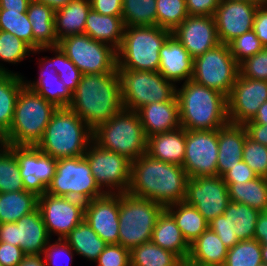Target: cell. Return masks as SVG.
<instances>
[{"label":"cell","instance_id":"3957f363","mask_svg":"<svg viewBox=\"0 0 267 266\" xmlns=\"http://www.w3.org/2000/svg\"><path fill=\"white\" fill-rule=\"evenodd\" d=\"M180 125L185 130H217L226 125L227 97L188 80L176 86Z\"/></svg>","mask_w":267,"mask_h":266},{"label":"cell","instance_id":"ffe728a7","mask_svg":"<svg viewBox=\"0 0 267 266\" xmlns=\"http://www.w3.org/2000/svg\"><path fill=\"white\" fill-rule=\"evenodd\" d=\"M267 101V81L243 77L240 73L227 97L228 120L234 124H245Z\"/></svg>","mask_w":267,"mask_h":266},{"label":"cell","instance_id":"7dc6e473","mask_svg":"<svg viewBox=\"0 0 267 266\" xmlns=\"http://www.w3.org/2000/svg\"><path fill=\"white\" fill-rule=\"evenodd\" d=\"M242 160L257 176L267 178V146L257 143L247 135Z\"/></svg>","mask_w":267,"mask_h":266},{"label":"cell","instance_id":"8fae6325","mask_svg":"<svg viewBox=\"0 0 267 266\" xmlns=\"http://www.w3.org/2000/svg\"><path fill=\"white\" fill-rule=\"evenodd\" d=\"M239 73L228 44L220 43L194 59L191 80L228 97Z\"/></svg>","mask_w":267,"mask_h":266},{"label":"cell","instance_id":"f6af8a7d","mask_svg":"<svg viewBox=\"0 0 267 266\" xmlns=\"http://www.w3.org/2000/svg\"><path fill=\"white\" fill-rule=\"evenodd\" d=\"M262 263L261 244L255 239H248L228 249L223 266H259Z\"/></svg>","mask_w":267,"mask_h":266},{"label":"cell","instance_id":"52a82bcc","mask_svg":"<svg viewBox=\"0 0 267 266\" xmlns=\"http://www.w3.org/2000/svg\"><path fill=\"white\" fill-rule=\"evenodd\" d=\"M172 34L159 26L125 27L117 52V69L158 72L159 51Z\"/></svg>","mask_w":267,"mask_h":266},{"label":"cell","instance_id":"bcb514c9","mask_svg":"<svg viewBox=\"0 0 267 266\" xmlns=\"http://www.w3.org/2000/svg\"><path fill=\"white\" fill-rule=\"evenodd\" d=\"M0 30L17 36L33 49V32L27 13L0 9Z\"/></svg>","mask_w":267,"mask_h":266},{"label":"cell","instance_id":"ee69618b","mask_svg":"<svg viewBox=\"0 0 267 266\" xmlns=\"http://www.w3.org/2000/svg\"><path fill=\"white\" fill-rule=\"evenodd\" d=\"M186 0H156L157 26L175 30L188 16Z\"/></svg>","mask_w":267,"mask_h":266},{"label":"cell","instance_id":"8992f818","mask_svg":"<svg viewBox=\"0 0 267 266\" xmlns=\"http://www.w3.org/2000/svg\"><path fill=\"white\" fill-rule=\"evenodd\" d=\"M93 141L131 163L147 152V137L137 111L124 108L93 130Z\"/></svg>","mask_w":267,"mask_h":266},{"label":"cell","instance_id":"cb8c5ba5","mask_svg":"<svg viewBox=\"0 0 267 266\" xmlns=\"http://www.w3.org/2000/svg\"><path fill=\"white\" fill-rule=\"evenodd\" d=\"M39 75L34 81L27 80L23 76L24 85L45 98L57 108L68 107L72 101V93L59 79V76L52 66V57L45 56L38 58Z\"/></svg>","mask_w":267,"mask_h":266},{"label":"cell","instance_id":"7a4b0ae2","mask_svg":"<svg viewBox=\"0 0 267 266\" xmlns=\"http://www.w3.org/2000/svg\"><path fill=\"white\" fill-rule=\"evenodd\" d=\"M92 130L123 109L118 71L84 74L68 106Z\"/></svg>","mask_w":267,"mask_h":266},{"label":"cell","instance_id":"ac0fdd59","mask_svg":"<svg viewBox=\"0 0 267 266\" xmlns=\"http://www.w3.org/2000/svg\"><path fill=\"white\" fill-rule=\"evenodd\" d=\"M261 212L245 204L229 202L223 215L212 219L208 225L223 244L231 249L239 241L254 239L257 218Z\"/></svg>","mask_w":267,"mask_h":266},{"label":"cell","instance_id":"d590c367","mask_svg":"<svg viewBox=\"0 0 267 266\" xmlns=\"http://www.w3.org/2000/svg\"><path fill=\"white\" fill-rule=\"evenodd\" d=\"M165 210L174 218L189 245L209 227L203 215L185 201L169 205Z\"/></svg>","mask_w":267,"mask_h":266},{"label":"cell","instance_id":"4dcf8cb0","mask_svg":"<svg viewBox=\"0 0 267 266\" xmlns=\"http://www.w3.org/2000/svg\"><path fill=\"white\" fill-rule=\"evenodd\" d=\"M151 241L157 246L175 253L184 263L186 262L190 245L183 237L174 218L165 209L158 216Z\"/></svg>","mask_w":267,"mask_h":266},{"label":"cell","instance_id":"2e32d148","mask_svg":"<svg viewBox=\"0 0 267 266\" xmlns=\"http://www.w3.org/2000/svg\"><path fill=\"white\" fill-rule=\"evenodd\" d=\"M16 156L26 191L43 195L56 173L57 160L37 146L6 145Z\"/></svg>","mask_w":267,"mask_h":266},{"label":"cell","instance_id":"89a4df30","mask_svg":"<svg viewBox=\"0 0 267 266\" xmlns=\"http://www.w3.org/2000/svg\"><path fill=\"white\" fill-rule=\"evenodd\" d=\"M259 266H267V264L262 263V264H260Z\"/></svg>","mask_w":267,"mask_h":266},{"label":"cell","instance_id":"9f6ffc18","mask_svg":"<svg viewBox=\"0 0 267 266\" xmlns=\"http://www.w3.org/2000/svg\"><path fill=\"white\" fill-rule=\"evenodd\" d=\"M91 8L97 13L122 16V0H90Z\"/></svg>","mask_w":267,"mask_h":266},{"label":"cell","instance_id":"ab89813d","mask_svg":"<svg viewBox=\"0 0 267 266\" xmlns=\"http://www.w3.org/2000/svg\"><path fill=\"white\" fill-rule=\"evenodd\" d=\"M122 20L125 27L157 25L156 0H122Z\"/></svg>","mask_w":267,"mask_h":266},{"label":"cell","instance_id":"b9f144b4","mask_svg":"<svg viewBox=\"0 0 267 266\" xmlns=\"http://www.w3.org/2000/svg\"><path fill=\"white\" fill-rule=\"evenodd\" d=\"M22 177L15 154L4 144L0 145V193L23 191Z\"/></svg>","mask_w":267,"mask_h":266},{"label":"cell","instance_id":"5b68a950","mask_svg":"<svg viewBox=\"0 0 267 266\" xmlns=\"http://www.w3.org/2000/svg\"><path fill=\"white\" fill-rule=\"evenodd\" d=\"M56 109L52 103L24 86L16 101L11 127L1 138L2 144L37 146Z\"/></svg>","mask_w":267,"mask_h":266},{"label":"cell","instance_id":"91938a15","mask_svg":"<svg viewBox=\"0 0 267 266\" xmlns=\"http://www.w3.org/2000/svg\"><path fill=\"white\" fill-rule=\"evenodd\" d=\"M254 239L261 245L267 244V211L261 212L257 218Z\"/></svg>","mask_w":267,"mask_h":266},{"label":"cell","instance_id":"d6986e66","mask_svg":"<svg viewBox=\"0 0 267 266\" xmlns=\"http://www.w3.org/2000/svg\"><path fill=\"white\" fill-rule=\"evenodd\" d=\"M50 240L38 208L17 222L0 223V242L19 246L26 255H43Z\"/></svg>","mask_w":267,"mask_h":266},{"label":"cell","instance_id":"6125c7cd","mask_svg":"<svg viewBox=\"0 0 267 266\" xmlns=\"http://www.w3.org/2000/svg\"><path fill=\"white\" fill-rule=\"evenodd\" d=\"M18 266H46L43 255H27Z\"/></svg>","mask_w":267,"mask_h":266},{"label":"cell","instance_id":"7bdbcfd3","mask_svg":"<svg viewBox=\"0 0 267 266\" xmlns=\"http://www.w3.org/2000/svg\"><path fill=\"white\" fill-rule=\"evenodd\" d=\"M52 52L55 56H52V66L56 70L59 79L65 84V86L73 93L82 77V72L76 67V65L65 55L59 46L41 48L34 50L33 54H40V52Z\"/></svg>","mask_w":267,"mask_h":266},{"label":"cell","instance_id":"a7ac6f4b","mask_svg":"<svg viewBox=\"0 0 267 266\" xmlns=\"http://www.w3.org/2000/svg\"><path fill=\"white\" fill-rule=\"evenodd\" d=\"M260 4L267 7V0H260Z\"/></svg>","mask_w":267,"mask_h":266},{"label":"cell","instance_id":"ba28073f","mask_svg":"<svg viewBox=\"0 0 267 266\" xmlns=\"http://www.w3.org/2000/svg\"><path fill=\"white\" fill-rule=\"evenodd\" d=\"M165 208L155 201L119 194V244L128 250L150 242L158 216Z\"/></svg>","mask_w":267,"mask_h":266},{"label":"cell","instance_id":"94428289","mask_svg":"<svg viewBox=\"0 0 267 266\" xmlns=\"http://www.w3.org/2000/svg\"><path fill=\"white\" fill-rule=\"evenodd\" d=\"M31 0H0V9L26 13Z\"/></svg>","mask_w":267,"mask_h":266},{"label":"cell","instance_id":"d6a6232c","mask_svg":"<svg viewBox=\"0 0 267 266\" xmlns=\"http://www.w3.org/2000/svg\"><path fill=\"white\" fill-rule=\"evenodd\" d=\"M90 9V0H72L66 6L55 10V34L58 41L70 35L84 33Z\"/></svg>","mask_w":267,"mask_h":266},{"label":"cell","instance_id":"4316f807","mask_svg":"<svg viewBox=\"0 0 267 266\" xmlns=\"http://www.w3.org/2000/svg\"><path fill=\"white\" fill-rule=\"evenodd\" d=\"M248 135L244 124L228 122L218 129L217 175L222 177L243 158V146Z\"/></svg>","mask_w":267,"mask_h":266},{"label":"cell","instance_id":"7c38bea8","mask_svg":"<svg viewBox=\"0 0 267 266\" xmlns=\"http://www.w3.org/2000/svg\"><path fill=\"white\" fill-rule=\"evenodd\" d=\"M58 46L83 75L117 71L116 49L85 33L67 36L59 40Z\"/></svg>","mask_w":267,"mask_h":266},{"label":"cell","instance_id":"f546056e","mask_svg":"<svg viewBox=\"0 0 267 266\" xmlns=\"http://www.w3.org/2000/svg\"><path fill=\"white\" fill-rule=\"evenodd\" d=\"M146 153L160 161L182 166L185 155V129L180 127L149 136Z\"/></svg>","mask_w":267,"mask_h":266},{"label":"cell","instance_id":"11a10c76","mask_svg":"<svg viewBox=\"0 0 267 266\" xmlns=\"http://www.w3.org/2000/svg\"><path fill=\"white\" fill-rule=\"evenodd\" d=\"M221 0H186L189 15L213 16Z\"/></svg>","mask_w":267,"mask_h":266},{"label":"cell","instance_id":"7402d4cb","mask_svg":"<svg viewBox=\"0 0 267 266\" xmlns=\"http://www.w3.org/2000/svg\"><path fill=\"white\" fill-rule=\"evenodd\" d=\"M172 35L193 59L220 44L213 16L188 15Z\"/></svg>","mask_w":267,"mask_h":266},{"label":"cell","instance_id":"f1b7e54d","mask_svg":"<svg viewBox=\"0 0 267 266\" xmlns=\"http://www.w3.org/2000/svg\"><path fill=\"white\" fill-rule=\"evenodd\" d=\"M26 13L32 26L33 50L58 46L54 23L55 10L37 0H31Z\"/></svg>","mask_w":267,"mask_h":266},{"label":"cell","instance_id":"30bf717a","mask_svg":"<svg viewBox=\"0 0 267 266\" xmlns=\"http://www.w3.org/2000/svg\"><path fill=\"white\" fill-rule=\"evenodd\" d=\"M46 193L86 202L106 193L98 186L84 156L57 160L56 173Z\"/></svg>","mask_w":267,"mask_h":266},{"label":"cell","instance_id":"be15d7a7","mask_svg":"<svg viewBox=\"0 0 267 266\" xmlns=\"http://www.w3.org/2000/svg\"><path fill=\"white\" fill-rule=\"evenodd\" d=\"M250 121L256 124H267V101L260 106L256 115Z\"/></svg>","mask_w":267,"mask_h":266},{"label":"cell","instance_id":"6da1fadb","mask_svg":"<svg viewBox=\"0 0 267 266\" xmlns=\"http://www.w3.org/2000/svg\"><path fill=\"white\" fill-rule=\"evenodd\" d=\"M188 179L182 166L144 153L131 163L128 193L155 201L165 208L185 200Z\"/></svg>","mask_w":267,"mask_h":266},{"label":"cell","instance_id":"816d5d0a","mask_svg":"<svg viewBox=\"0 0 267 266\" xmlns=\"http://www.w3.org/2000/svg\"><path fill=\"white\" fill-rule=\"evenodd\" d=\"M95 263L97 266H131L130 250L120 244L107 245Z\"/></svg>","mask_w":267,"mask_h":266},{"label":"cell","instance_id":"5bb4252c","mask_svg":"<svg viewBox=\"0 0 267 266\" xmlns=\"http://www.w3.org/2000/svg\"><path fill=\"white\" fill-rule=\"evenodd\" d=\"M38 209L49 237L63 239L84 220L85 202L45 192L38 196Z\"/></svg>","mask_w":267,"mask_h":266},{"label":"cell","instance_id":"836d02e7","mask_svg":"<svg viewBox=\"0 0 267 266\" xmlns=\"http://www.w3.org/2000/svg\"><path fill=\"white\" fill-rule=\"evenodd\" d=\"M24 86L22 74L0 73V138L11 127L16 101Z\"/></svg>","mask_w":267,"mask_h":266},{"label":"cell","instance_id":"03108f58","mask_svg":"<svg viewBox=\"0 0 267 266\" xmlns=\"http://www.w3.org/2000/svg\"><path fill=\"white\" fill-rule=\"evenodd\" d=\"M261 257H262V262L264 264H267V244L261 245Z\"/></svg>","mask_w":267,"mask_h":266},{"label":"cell","instance_id":"e575fe53","mask_svg":"<svg viewBox=\"0 0 267 266\" xmlns=\"http://www.w3.org/2000/svg\"><path fill=\"white\" fill-rule=\"evenodd\" d=\"M63 240L77 255L92 262L97 260L100 253L108 245L85 220L73 228Z\"/></svg>","mask_w":267,"mask_h":266},{"label":"cell","instance_id":"e7e4bbea","mask_svg":"<svg viewBox=\"0 0 267 266\" xmlns=\"http://www.w3.org/2000/svg\"><path fill=\"white\" fill-rule=\"evenodd\" d=\"M37 1L50 6L54 10H57L60 9L61 7L66 6L72 0H37Z\"/></svg>","mask_w":267,"mask_h":266},{"label":"cell","instance_id":"003e7915","mask_svg":"<svg viewBox=\"0 0 267 266\" xmlns=\"http://www.w3.org/2000/svg\"><path fill=\"white\" fill-rule=\"evenodd\" d=\"M229 1L260 2V0H229Z\"/></svg>","mask_w":267,"mask_h":266},{"label":"cell","instance_id":"f907efd6","mask_svg":"<svg viewBox=\"0 0 267 266\" xmlns=\"http://www.w3.org/2000/svg\"><path fill=\"white\" fill-rule=\"evenodd\" d=\"M243 77L267 81V47L239 65Z\"/></svg>","mask_w":267,"mask_h":266},{"label":"cell","instance_id":"c3c4849f","mask_svg":"<svg viewBox=\"0 0 267 266\" xmlns=\"http://www.w3.org/2000/svg\"><path fill=\"white\" fill-rule=\"evenodd\" d=\"M228 46L239 65L264 48L253 30L234 38L228 43Z\"/></svg>","mask_w":267,"mask_h":266},{"label":"cell","instance_id":"f35d334b","mask_svg":"<svg viewBox=\"0 0 267 266\" xmlns=\"http://www.w3.org/2000/svg\"><path fill=\"white\" fill-rule=\"evenodd\" d=\"M131 266H185L173 252L157 246L152 241L130 251Z\"/></svg>","mask_w":267,"mask_h":266},{"label":"cell","instance_id":"8d00e7d4","mask_svg":"<svg viewBox=\"0 0 267 266\" xmlns=\"http://www.w3.org/2000/svg\"><path fill=\"white\" fill-rule=\"evenodd\" d=\"M38 208V196L30 191L0 193V223L17 222Z\"/></svg>","mask_w":267,"mask_h":266},{"label":"cell","instance_id":"6f0895ef","mask_svg":"<svg viewBox=\"0 0 267 266\" xmlns=\"http://www.w3.org/2000/svg\"><path fill=\"white\" fill-rule=\"evenodd\" d=\"M253 31L261 41L263 47H267V7L259 5L255 14Z\"/></svg>","mask_w":267,"mask_h":266},{"label":"cell","instance_id":"db71d44e","mask_svg":"<svg viewBox=\"0 0 267 266\" xmlns=\"http://www.w3.org/2000/svg\"><path fill=\"white\" fill-rule=\"evenodd\" d=\"M26 256L19 246L0 242V263L2 266H18Z\"/></svg>","mask_w":267,"mask_h":266},{"label":"cell","instance_id":"74e56055","mask_svg":"<svg viewBox=\"0 0 267 266\" xmlns=\"http://www.w3.org/2000/svg\"><path fill=\"white\" fill-rule=\"evenodd\" d=\"M231 202L248 205L260 212L267 211V179L257 176L244 183H226Z\"/></svg>","mask_w":267,"mask_h":266},{"label":"cell","instance_id":"e0dca14e","mask_svg":"<svg viewBox=\"0 0 267 266\" xmlns=\"http://www.w3.org/2000/svg\"><path fill=\"white\" fill-rule=\"evenodd\" d=\"M184 201L194 206L210 222L223 215L230 202L228 185L218 175L189 177Z\"/></svg>","mask_w":267,"mask_h":266},{"label":"cell","instance_id":"83f0119b","mask_svg":"<svg viewBox=\"0 0 267 266\" xmlns=\"http://www.w3.org/2000/svg\"><path fill=\"white\" fill-rule=\"evenodd\" d=\"M228 248L209 227L190 244L185 266H223Z\"/></svg>","mask_w":267,"mask_h":266},{"label":"cell","instance_id":"680465c9","mask_svg":"<svg viewBox=\"0 0 267 266\" xmlns=\"http://www.w3.org/2000/svg\"><path fill=\"white\" fill-rule=\"evenodd\" d=\"M244 125L251 139L267 146V124H256L249 120Z\"/></svg>","mask_w":267,"mask_h":266},{"label":"cell","instance_id":"f5cc1de1","mask_svg":"<svg viewBox=\"0 0 267 266\" xmlns=\"http://www.w3.org/2000/svg\"><path fill=\"white\" fill-rule=\"evenodd\" d=\"M256 177L255 172L243 160L231 167L222 176L225 183H244Z\"/></svg>","mask_w":267,"mask_h":266},{"label":"cell","instance_id":"60d3db41","mask_svg":"<svg viewBox=\"0 0 267 266\" xmlns=\"http://www.w3.org/2000/svg\"><path fill=\"white\" fill-rule=\"evenodd\" d=\"M33 49L23 40L10 32L0 30V73H16L2 63L18 64L33 54Z\"/></svg>","mask_w":267,"mask_h":266},{"label":"cell","instance_id":"484cf974","mask_svg":"<svg viewBox=\"0 0 267 266\" xmlns=\"http://www.w3.org/2000/svg\"><path fill=\"white\" fill-rule=\"evenodd\" d=\"M137 113L147 138L181 127L179 104L176 97L172 101L144 105L137 110Z\"/></svg>","mask_w":267,"mask_h":266},{"label":"cell","instance_id":"277c9868","mask_svg":"<svg viewBox=\"0 0 267 266\" xmlns=\"http://www.w3.org/2000/svg\"><path fill=\"white\" fill-rule=\"evenodd\" d=\"M93 130L69 107L57 108L37 147L56 160L84 156Z\"/></svg>","mask_w":267,"mask_h":266},{"label":"cell","instance_id":"9a60e30c","mask_svg":"<svg viewBox=\"0 0 267 266\" xmlns=\"http://www.w3.org/2000/svg\"><path fill=\"white\" fill-rule=\"evenodd\" d=\"M218 129L185 130L182 167L190 178L217 176Z\"/></svg>","mask_w":267,"mask_h":266},{"label":"cell","instance_id":"681fc988","mask_svg":"<svg viewBox=\"0 0 267 266\" xmlns=\"http://www.w3.org/2000/svg\"><path fill=\"white\" fill-rule=\"evenodd\" d=\"M50 240L44 250L46 266H70L76 253L63 239Z\"/></svg>","mask_w":267,"mask_h":266},{"label":"cell","instance_id":"9c48e42d","mask_svg":"<svg viewBox=\"0 0 267 266\" xmlns=\"http://www.w3.org/2000/svg\"><path fill=\"white\" fill-rule=\"evenodd\" d=\"M121 83L123 108L137 111L153 102L172 101L176 86L159 72L117 69Z\"/></svg>","mask_w":267,"mask_h":266},{"label":"cell","instance_id":"44dd1931","mask_svg":"<svg viewBox=\"0 0 267 266\" xmlns=\"http://www.w3.org/2000/svg\"><path fill=\"white\" fill-rule=\"evenodd\" d=\"M260 2L221 0L213 15L220 43L253 30L255 14Z\"/></svg>","mask_w":267,"mask_h":266},{"label":"cell","instance_id":"1f68e13d","mask_svg":"<svg viewBox=\"0 0 267 266\" xmlns=\"http://www.w3.org/2000/svg\"><path fill=\"white\" fill-rule=\"evenodd\" d=\"M124 29L122 16L102 15L91 8L86 18L84 33L93 40L107 43L117 50L121 45Z\"/></svg>","mask_w":267,"mask_h":266},{"label":"cell","instance_id":"603a6c76","mask_svg":"<svg viewBox=\"0 0 267 266\" xmlns=\"http://www.w3.org/2000/svg\"><path fill=\"white\" fill-rule=\"evenodd\" d=\"M119 194L106 193L85 203L84 220L108 245L119 244Z\"/></svg>","mask_w":267,"mask_h":266},{"label":"cell","instance_id":"d4e9b609","mask_svg":"<svg viewBox=\"0 0 267 266\" xmlns=\"http://www.w3.org/2000/svg\"><path fill=\"white\" fill-rule=\"evenodd\" d=\"M158 72L175 86L191 80L194 59L174 35H170L160 51ZM183 81V82H182Z\"/></svg>","mask_w":267,"mask_h":266},{"label":"cell","instance_id":"4fadbf2b","mask_svg":"<svg viewBox=\"0 0 267 266\" xmlns=\"http://www.w3.org/2000/svg\"><path fill=\"white\" fill-rule=\"evenodd\" d=\"M98 186L108 194L127 193L131 162L118 153L98 146L94 141L84 154Z\"/></svg>","mask_w":267,"mask_h":266}]
</instances>
